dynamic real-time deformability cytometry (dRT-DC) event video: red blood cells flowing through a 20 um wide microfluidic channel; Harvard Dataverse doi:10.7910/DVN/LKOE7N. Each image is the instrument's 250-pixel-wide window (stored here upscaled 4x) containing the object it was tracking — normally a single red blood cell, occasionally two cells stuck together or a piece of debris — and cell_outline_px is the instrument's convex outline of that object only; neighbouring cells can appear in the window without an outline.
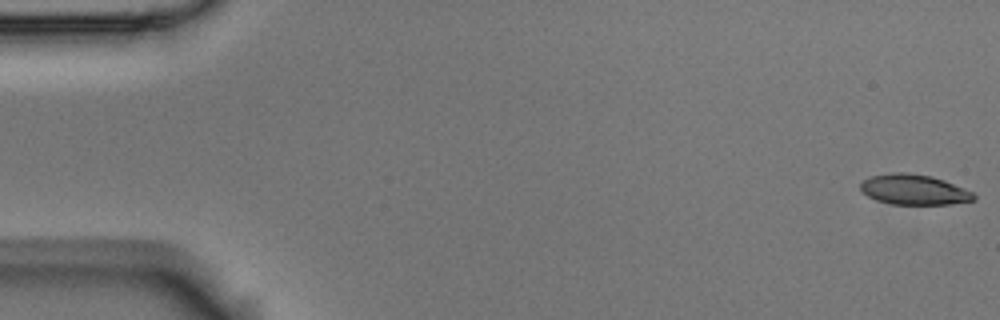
{"species": "Egyptian fruit bat (a non-hibernating species)", "species_latin": "Rousettus aegyptiacus", "temperature_condition": "room temperature", "stored_images_in_passage": 57, "camera_frame_rate_fps": 3000, "um_per_image_px": 0.085, "animal": {"sex": "male"}, "frame": {"image": 1, "passage_image": 1, "time_ms": 0.0, "image_size_px": [1000, 320], "cell_outline_px": [[976, 200], [952, 204], [892, 204], [876, 200], [868, 196], [860, 188], [860, 184], [864, 180], [872, 176], [892, 172], [908, 172], [932, 176], [944, 180], [964, 188], [972, 192], [976, 196]], "centroid_in_image_um": [77.71, 16.11], "position_along_channel_um": 7.3, "area_um2": 20.0}}
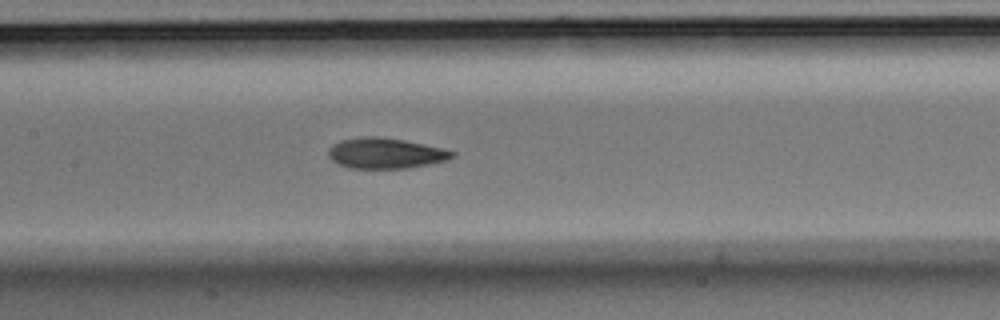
{"frame": {"image": 2, "passage_image": 27, "time_ms": 8.667, "image_size_px": [1000, 320], "cell_outline_px": [[456, 156], [448, 160], [408, 168], [348, 168], [336, 164], [328, 156], [328, 148], [340, 140], [364, 136], [376, 136], [404, 140], [444, 148], [456, 152]], "centroid_in_image_um": [32.77, 13.02], "position_along_channel_um": 174.6, "area_um2": 22.25}}
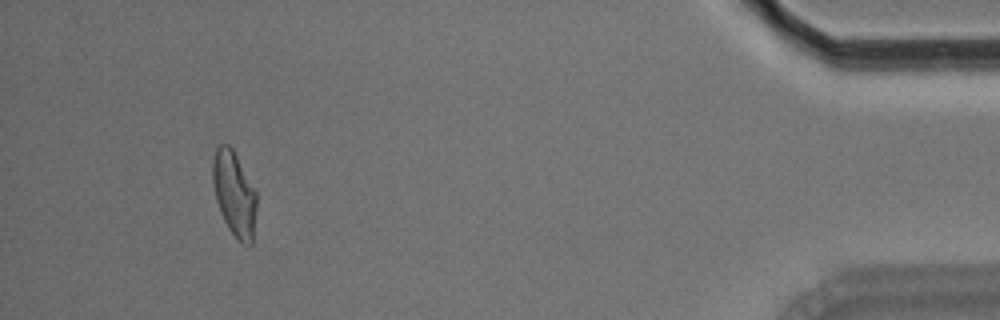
{"frame": {"image": 3, "passage_image": 53, "time_ms": 17.333, "image_size_px": [1000, 320], "cell_outline_px": [[256, 208], [252, 244], [240, 244], [228, 228], [220, 212], [216, 200], [212, 180], [212, 160], [216, 148], [220, 144], [228, 144], [232, 148], [256, 192]], "centroid_in_image_um": [19.89, 16.49], "position_along_channel_um": 415.3, "area_um2": 21.62}, "authors_computed_cell_mechanics": {"area_um2": 21.675, "velocity_mm_per_s": 3.5502, "shape_relaxation_time_tau1_ms": 6.3847, "shape_relaxation_time_tau2_ms": 3.3374, "deformation_change_tau1": 0.1952, "deformation_change_tau2": 0.0991}}